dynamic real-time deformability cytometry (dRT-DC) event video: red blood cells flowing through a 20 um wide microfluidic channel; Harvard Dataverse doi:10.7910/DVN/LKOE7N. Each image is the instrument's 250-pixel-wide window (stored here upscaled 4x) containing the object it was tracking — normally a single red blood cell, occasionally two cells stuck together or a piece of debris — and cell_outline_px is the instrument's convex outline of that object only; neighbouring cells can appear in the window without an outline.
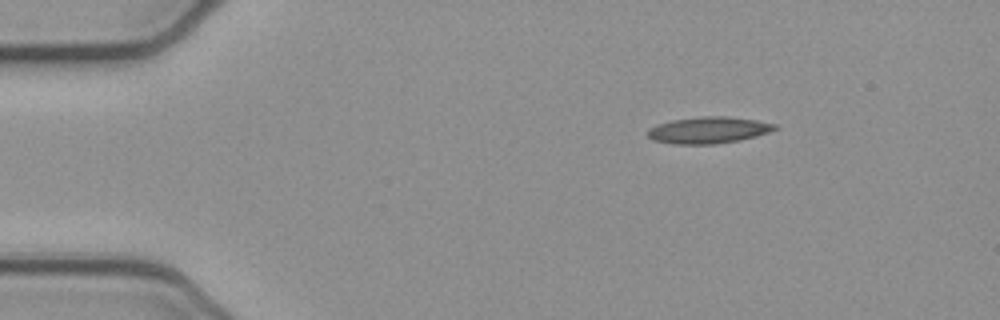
{"species": "common noctule bat (a hibernating species)", "species_latin": "Nyctalus noctula", "temperature_condition": "cold", "stored_images_in_passage": 45, "camera_frame_rate_fps": 3000, "um_per_image_px": 0.085, "animal": {"sex": "female", "body_mass_g": 21.9}, "frame": {"image": 1, "passage_image": 1, "time_ms": 0.0, "image_size_px": [1000, 320], "cell_outline_px": [[780, 128], [756, 136], [716, 144], [672, 144], [652, 140], [648, 136], [648, 128], [656, 124], [672, 120], [704, 116], [728, 116], [756, 120], [776, 124]], "centroid_in_image_um": [60.2, 11.05], "position_along_channel_um": 24.8, "area_um2": 19.71}}
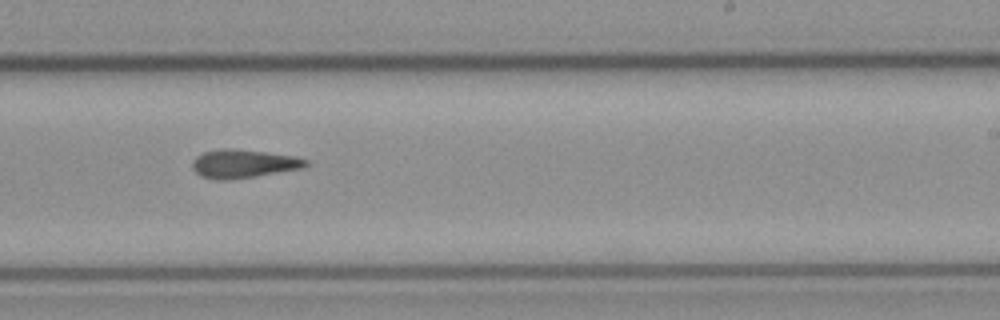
{"frame": {"image": 2, "passage_image": 25, "time_ms": 8.0, "image_size_px": [1000, 320], "cell_outline_px": [[312, 164], [304, 168], [256, 176], [228, 180], [216, 180], [200, 176], [192, 168], [192, 160], [196, 156], [204, 152], [224, 148], [228, 148], [264, 152], [296, 156], [308, 160]], "centroid_in_image_um": [20.72, 13.92], "position_along_channel_um": 268.3, "area_um2": 18.96}}
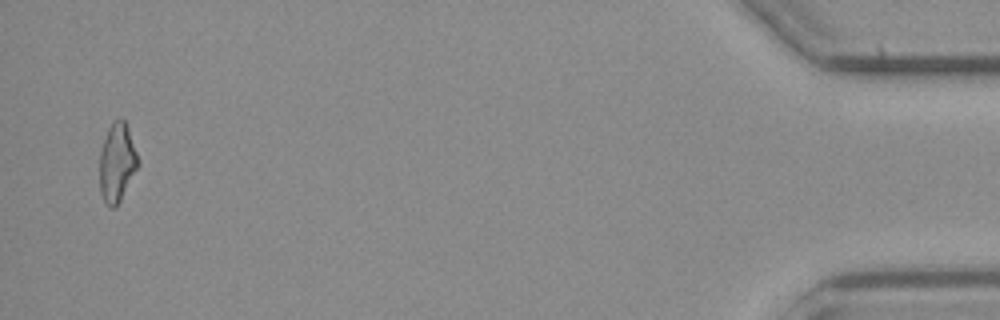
{"frame": {"image": 3, "passage_image": 44, "time_ms": 14.333, "image_size_px": [1000, 320], "cell_outline_px": [[140, 164], [116, 208], [108, 208], [100, 192], [100, 152], [108, 128], [120, 116], [124, 120], [128, 128], [140, 160]], "centroid_in_image_um": [9.97, 13.84], "position_along_channel_um": 425.2, "area_um2": 17.69}}